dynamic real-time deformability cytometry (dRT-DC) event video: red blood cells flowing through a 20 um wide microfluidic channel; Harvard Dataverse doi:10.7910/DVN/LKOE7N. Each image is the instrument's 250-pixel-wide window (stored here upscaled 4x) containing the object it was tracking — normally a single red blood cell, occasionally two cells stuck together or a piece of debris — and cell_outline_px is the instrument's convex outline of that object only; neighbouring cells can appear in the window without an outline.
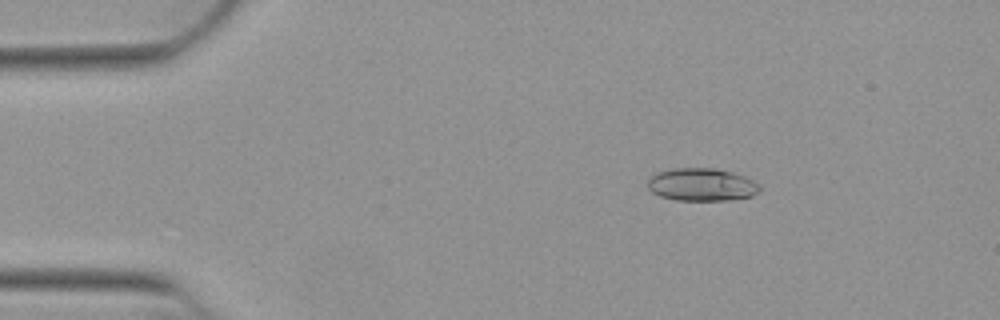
{"species": "Egyptian fruit bat (a non-hibernating species)", "species_latin": "Rousettus aegyptiacus", "temperature_condition": "warm", "stored_images_in_passage": 52, "camera_frame_rate_fps": 3000, "um_per_image_px": 0.085, "animal": {"sex": "female"}, "frame": {"image": 1, "passage_image": 8, "time_ms": 2.333, "image_size_px": [1000, 320], "cell_outline_px": [[760, 192], [752, 196], [728, 200], [676, 200], [660, 196], [652, 192], [648, 188], [648, 180], [656, 172], [672, 168], [716, 168], [732, 172], [744, 176], [760, 184]], "centroid_in_image_um": [59.65, 15.69], "position_along_channel_um": 25.3, "area_um2": 21.5}}
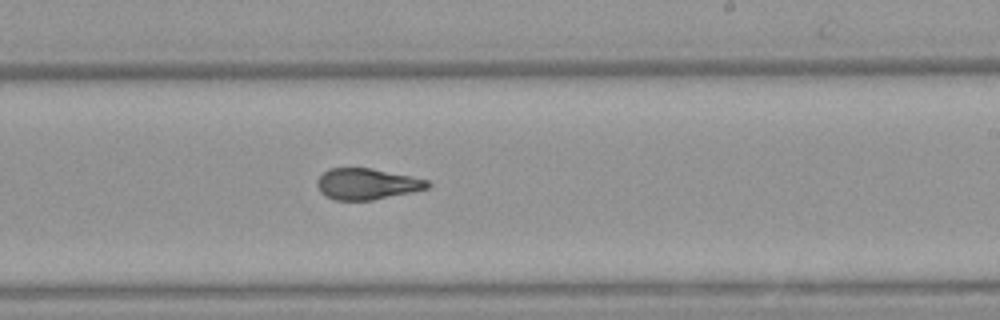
{"frame": {"image": 2, "passage_image": 31, "time_ms": 10.0, "image_size_px": [1000, 320], "cell_outline_px": [[432, 184], [428, 188], [412, 192], [372, 200], [336, 200], [324, 196], [320, 192], [316, 184], [316, 180], [328, 168], [372, 168], [428, 180]], "centroid_in_image_um": [31.16, 15.64], "position_along_channel_um": 257.8, "area_um2": 20.06}}
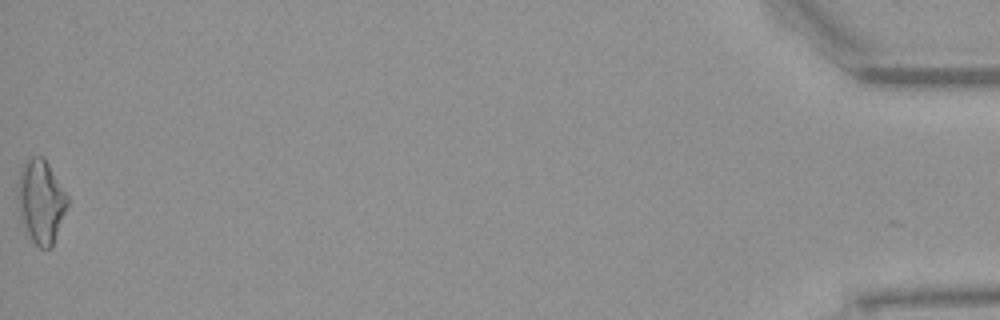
{"frame": {"image": 3, "passage_image": 52, "time_ms": 17.0, "image_size_px": [1000, 320], "cell_outline_px": [[68, 204], [52, 248], [40, 248], [32, 240], [24, 228], [20, 220], [16, 196], [16, 192], [20, 168], [32, 156], [44, 156], [68, 196]], "centroid_in_image_um": [3.45, 17.12], "position_along_channel_um": 431.7, "area_um2": 24.45}, "authors_computed_cell_mechanics": {"area_um2": 21.0392, "velocity_mm_per_s": 3.9287, "shape_relaxation_time_tau1_ms": 4.9243, "shape_relaxation_time_tau2_ms": 1.9024, "deformation_change_tau1": 0.1911, "deformation_change_tau2": 0.1055}}